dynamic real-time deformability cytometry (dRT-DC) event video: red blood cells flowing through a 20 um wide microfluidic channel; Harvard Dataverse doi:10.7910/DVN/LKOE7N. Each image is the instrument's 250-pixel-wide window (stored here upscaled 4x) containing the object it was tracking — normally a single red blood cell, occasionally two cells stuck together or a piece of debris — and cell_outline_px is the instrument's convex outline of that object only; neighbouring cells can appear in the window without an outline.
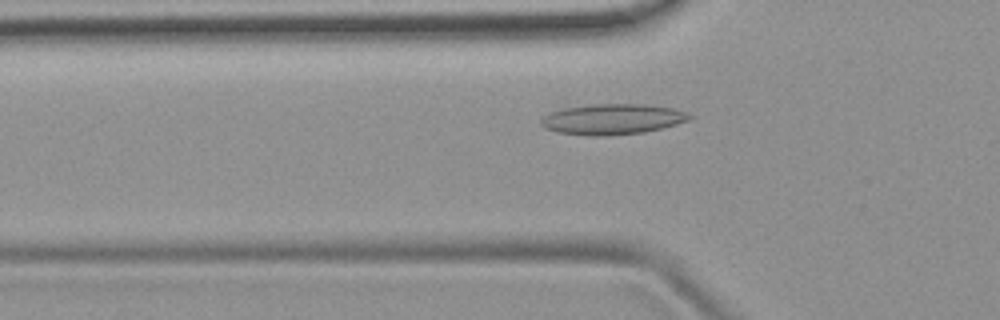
{"species": "common noctule bat (a hibernating species)", "species_latin": "Nyctalus noctula", "temperature_condition": "room temperature", "stored_images_in_passage": 50, "camera_frame_rate_fps": 3000, "um_per_image_px": 0.085, "animal": {"sex": "female", "body_mass_g": 19.9}, "frame": {"image": 1, "passage_image": 15, "time_ms": 4.667, "image_size_px": [1000, 320], "cell_outline_px": [[692, 116], [688, 120], [676, 124], [644, 132], [608, 136], [592, 136], [556, 132], [544, 128], [540, 124], [540, 120], [544, 116], [552, 112], [564, 108], [592, 104], [644, 104], [672, 108], [688, 112]], "centroid_in_image_um": [52.04, 10.13], "position_along_channel_um": 73.8, "area_um2": 26.41}}
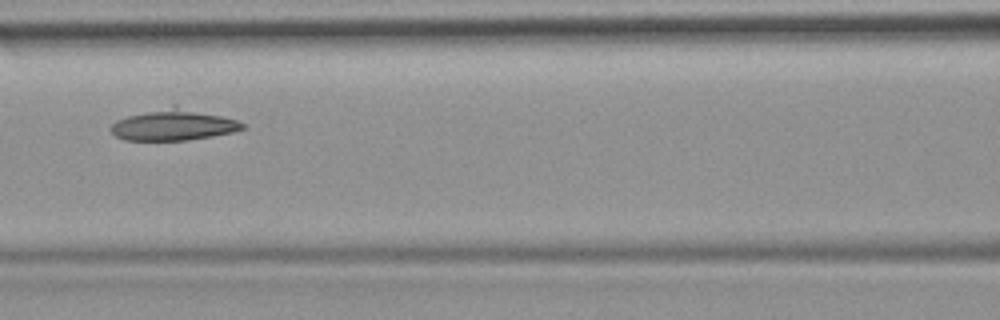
{"frame": {"image": 2, "passage_image": 21, "time_ms": 6.667, "image_size_px": [1000, 320], "cell_outline_px": [[248, 128], [232, 132], [212, 136], [188, 140], [124, 140], [116, 136], [108, 128], [116, 120], [128, 116], [176, 104], [236, 120], [244, 124]], "centroid_in_image_um": [14.75, 10.61], "position_along_channel_um": 151.9, "area_um2": 23.87}}
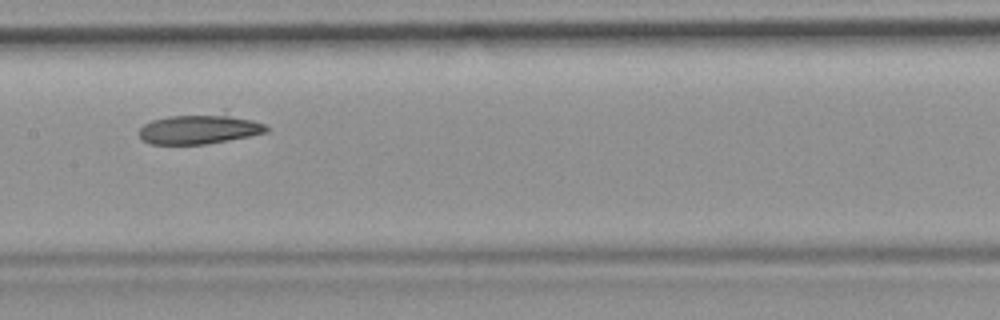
{"frame": {"image": 3, "passage_image": 24, "time_ms": 7.667, "image_size_px": [1000, 320], "cell_outline_px": [[268, 132], [248, 136], [204, 144], [152, 144], [144, 140], [140, 136], [140, 128], [144, 124], [152, 120], [168, 116], [224, 108], [228, 108], [264, 124], [268, 128]], "centroid_in_image_um": [17.07, 10.86], "position_along_channel_um": 190.3, "area_um2": 23.58}, "authors_computed_cell_mechanics": {"area_um2": 24.7095, "velocity_mm_per_s": 3.8911, "shape_relaxation_time_tau1_ms": 1.5306, "shape_relaxation_time_tau2_ms": null, "deformation_change_tau1": 0.0683, "deformation_change_tau2": null}}